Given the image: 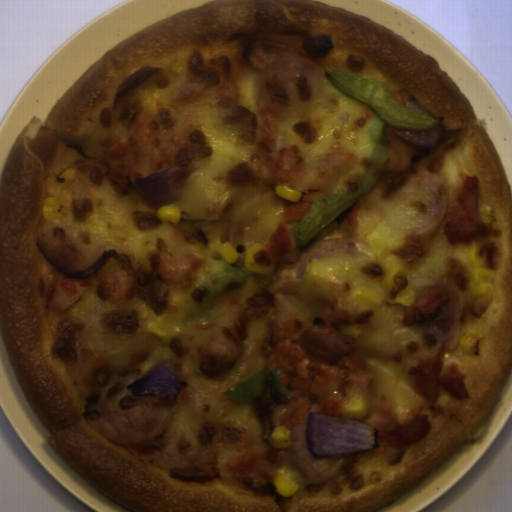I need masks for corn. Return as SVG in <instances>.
<instances>
[{"mask_svg":"<svg viewBox=\"0 0 512 512\" xmlns=\"http://www.w3.org/2000/svg\"><path fill=\"white\" fill-rule=\"evenodd\" d=\"M468 260L471 267L470 292L472 296L489 293L494 290L495 272L485 269L487 253L482 246L470 247Z\"/></svg>","mask_w":512,"mask_h":512,"instance_id":"corn-1","label":"corn"},{"mask_svg":"<svg viewBox=\"0 0 512 512\" xmlns=\"http://www.w3.org/2000/svg\"><path fill=\"white\" fill-rule=\"evenodd\" d=\"M271 482L274 484L276 490L286 498L292 497L300 489L286 465L277 467Z\"/></svg>","mask_w":512,"mask_h":512,"instance_id":"corn-4","label":"corn"},{"mask_svg":"<svg viewBox=\"0 0 512 512\" xmlns=\"http://www.w3.org/2000/svg\"><path fill=\"white\" fill-rule=\"evenodd\" d=\"M369 406L361 394H355L351 400L340 405L341 418L362 420L368 413Z\"/></svg>","mask_w":512,"mask_h":512,"instance_id":"corn-3","label":"corn"},{"mask_svg":"<svg viewBox=\"0 0 512 512\" xmlns=\"http://www.w3.org/2000/svg\"><path fill=\"white\" fill-rule=\"evenodd\" d=\"M62 208L61 203L56 197L46 198L42 204V213L45 220H51Z\"/></svg>","mask_w":512,"mask_h":512,"instance_id":"corn-10","label":"corn"},{"mask_svg":"<svg viewBox=\"0 0 512 512\" xmlns=\"http://www.w3.org/2000/svg\"><path fill=\"white\" fill-rule=\"evenodd\" d=\"M416 297L414 288H405L401 291L391 304H401L403 306H412ZM390 304V305H391Z\"/></svg>","mask_w":512,"mask_h":512,"instance_id":"corn-12","label":"corn"},{"mask_svg":"<svg viewBox=\"0 0 512 512\" xmlns=\"http://www.w3.org/2000/svg\"><path fill=\"white\" fill-rule=\"evenodd\" d=\"M207 247L213 259H223L228 264H235L239 259L238 251L231 245V243H222L221 239L213 237L207 242Z\"/></svg>","mask_w":512,"mask_h":512,"instance_id":"corn-5","label":"corn"},{"mask_svg":"<svg viewBox=\"0 0 512 512\" xmlns=\"http://www.w3.org/2000/svg\"><path fill=\"white\" fill-rule=\"evenodd\" d=\"M243 264L249 272L260 275H272L277 265L266 255L265 245L257 241L248 245Z\"/></svg>","mask_w":512,"mask_h":512,"instance_id":"corn-2","label":"corn"},{"mask_svg":"<svg viewBox=\"0 0 512 512\" xmlns=\"http://www.w3.org/2000/svg\"><path fill=\"white\" fill-rule=\"evenodd\" d=\"M156 216L160 223L171 222L177 225L181 219V210L167 204L157 209Z\"/></svg>","mask_w":512,"mask_h":512,"instance_id":"corn-9","label":"corn"},{"mask_svg":"<svg viewBox=\"0 0 512 512\" xmlns=\"http://www.w3.org/2000/svg\"><path fill=\"white\" fill-rule=\"evenodd\" d=\"M486 335L482 330L471 329L467 330L459 340L461 349L466 352H475L479 349L485 340Z\"/></svg>","mask_w":512,"mask_h":512,"instance_id":"corn-6","label":"corn"},{"mask_svg":"<svg viewBox=\"0 0 512 512\" xmlns=\"http://www.w3.org/2000/svg\"><path fill=\"white\" fill-rule=\"evenodd\" d=\"M76 172H77V169H75L74 167L68 168V169L60 172L58 177L64 178L66 183H71V182L75 181Z\"/></svg>","mask_w":512,"mask_h":512,"instance_id":"corn-13","label":"corn"},{"mask_svg":"<svg viewBox=\"0 0 512 512\" xmlns=\"http://www.w3.org/2000/svg\"><path fill=\"white\" fill-rule=\"evenodd\" d=\"M349 301H362L379 307L383 302L381 295L376 294L366 285L354 287L349 295Z\"/></svg>","mask_w":512,"mask_h":512,"instance_id":"corn-8","label":"corn"},{"mask_svg":"<svg viewBox=\"0 0 512 512\" xmlns=\"http://www.w3.org/2000/svg\"><path fill=\"white\" fill-rule=\"evenodd\" d=\"M291 431L283 425H276L268 435V443L277 450H289Z\"/></svg>","mask_w":512,"mask_h":512,"instance_id":"corn-7","label":"corn"},{"mask_svg":"<svg viewBox=\"0 0 512 512\" xmlns=\"http://www.w3.org/2000/svg\"><path fill=\"white\" fill-rule=\"evenodd\" d=\"M273 190L276 195L280 196L281 198L288 200L290 202L298 203L301 201L303 195L300 194L295 189H292L286 185H277L273 187Z\"/></svg>","mask_w":512,"mask_h":512,"instance_id":"corn-11","label":"corn"}]
</instances>
